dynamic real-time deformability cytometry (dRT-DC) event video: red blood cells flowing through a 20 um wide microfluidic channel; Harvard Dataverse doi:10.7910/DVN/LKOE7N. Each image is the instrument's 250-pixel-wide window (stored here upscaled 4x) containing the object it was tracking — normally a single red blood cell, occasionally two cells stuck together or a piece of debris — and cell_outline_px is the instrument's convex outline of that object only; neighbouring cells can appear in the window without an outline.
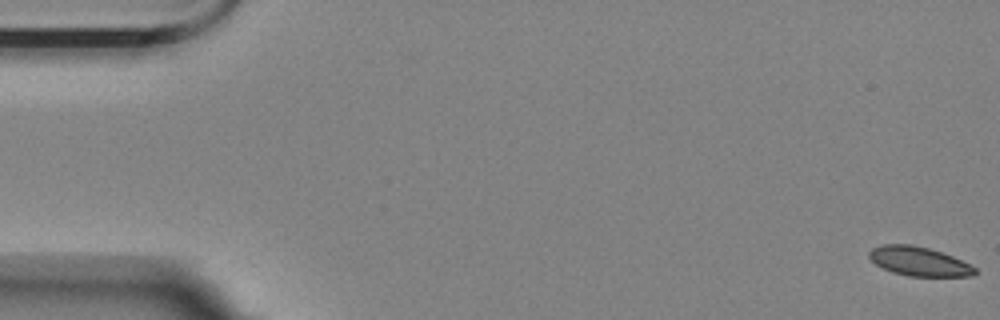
{"species": "Egyptian fruit bat (a non-hibernating species)", "species_latin": "Rousettus aegyptiacus", "temperature_condition": "room temperature", "stored_images_in_passage": 58, "camera_frame_rate_fps": 3000, "um_per_image_px": 0.085, "animal": {"sex": "female"}, "frame": {"image": 1, "passage_image": 1, "time_ms": 0.0, "image_size_px": [1000, 320], "cell_outline_px": [[976, 272], [972, 276], [908, 276], [892, 272], [876, 264], [868, 256], [868, 252], [872, 248], [884, 244], [912, 244], [928, 248], [952, 256], [976, 268]], "centroid_in_image_um": [78.08, 22.21], "position_along_channel_um": 6.9, "area_um2": 17.74}}
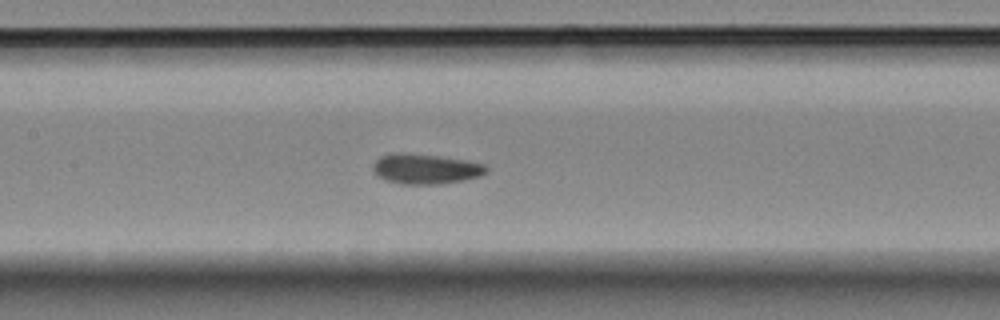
{"frame": {"image": 2, "passage_image": 27, "time_ms": 8.667, "image_size_px": [1000, 320], "cell_outline_px": [[488, 172], [480, 176], [464, 180], [440, 184], [400, 184], [384, 180], [376, 176], [372, 168], [372, 164], [380, 156], [396, 152], [404, 152], [440, 156], [468, 160], [484, 164], [488, 168]], "centroid_in_image_um": [36.15, 14.35], "position_along_channel_um": 171.2, "area_um2": 20.29}}
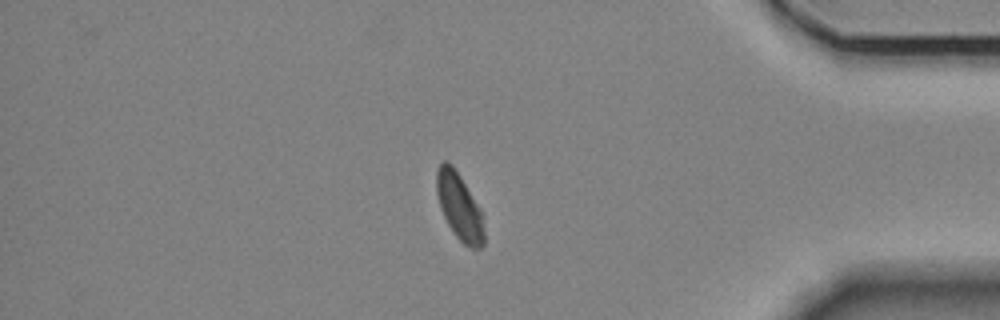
{"frame": {"image": 3, "passage_image": 49, "time_ms": 16.0, "image_size_px": [1000, 320], "cell_outline_px": [[484, 244], [480, 248], [472, 248], [464, 244], [452, 232], [440, 208], [436, 192], [436, 172], [440, 164], [444, 160], [448, 160], [452, 164], [460, 176], [480, 208], [484, 232]], "centroid_in_image_um": [39.02, 17.54], "position_along_channel_um": 396.2, "area_um2": 18.38}, "authors_computed_cell_mechanics": {"area_um2": 19.1029, "velocity_mm_per_s": 3.4916, "shape_relaxation_time_tau1_ms": 10.6904, "shape_relaxation_time_tau2_ms": 2.9819, "deformation_change_tau1": 0.1171, "deformation_change_tau2": 0.0487}}